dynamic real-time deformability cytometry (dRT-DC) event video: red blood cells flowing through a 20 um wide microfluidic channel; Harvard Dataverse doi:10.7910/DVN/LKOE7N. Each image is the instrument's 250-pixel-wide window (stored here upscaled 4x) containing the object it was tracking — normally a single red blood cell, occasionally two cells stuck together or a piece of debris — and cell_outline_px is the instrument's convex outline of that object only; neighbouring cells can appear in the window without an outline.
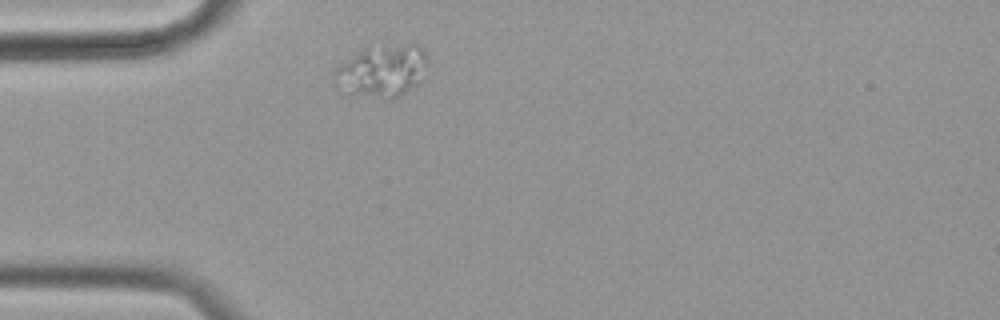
{"species": "common noctule bat (a hibernating species)", "species_latin": "Nyctalus noctula", "temperature_condition": "cold", "stored_images_in_passage": 46, "segment_of_instrument_passage": [1, 2], "camera_frame_rate_fps": 3000, "um_per_image_px": 0.085, "animal": {"sex": "female", "body_mass_g": 19.9}, "frame": {"image": 1, "passage_image": 1, "time_ms": 0.0, "image_size_px": [1000, 320], "cell_outline_px": [[428, 64], [424, 80], [420, 84], [392, 100], [388, 100], [344, 96], [340, 92], [336, 72], [356, 52], [364, 48], [384, 44], [420, 44], [428, 56]], "centroid_in_image_um": [32.58, 6.07], "position_along_channel_um": 52.4, "area_um2": 29.36}}
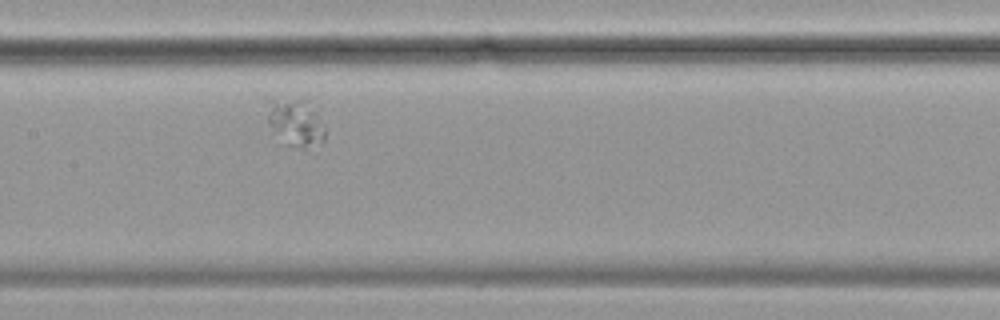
{"frame": {"image": 2, "passage_image": 14, "time_ms": 4.333, "image_size_px": [1000, 320], "cell_outline_px": [[324, 144], [308, 152], [304, 152], [288, 144], [268, 120], [264, 96], [264, 92], [312, 112], [324, 124]], "centroid_in_image_um": [25.07, 10.54], "position_along_channel_um": 182.3, "area_um2": 15.2}}
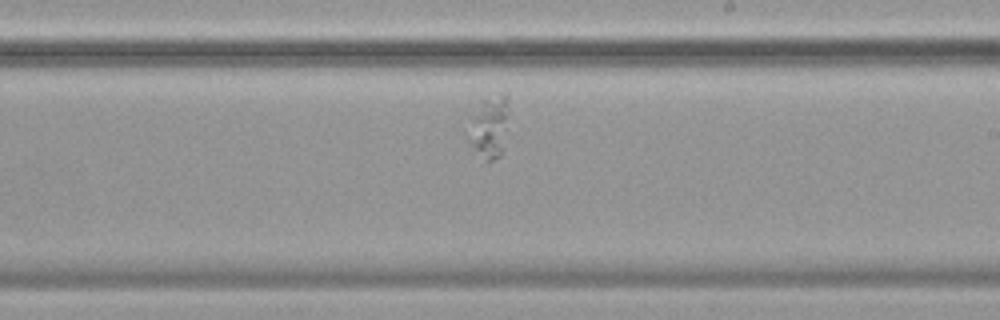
{"frame": {"image": 3, "passage_image": 20, "time_ms": 6.333, "image_size_px": [1000, 320], "cell_outline_px": [[508, 116], [500, 156], [492, 160], [488, 160], [468, 140], [464, 132], [468, 116], [484, 100], [508, 92]], "centroid_in_image_um": [41.53, 10.71], "position_along_channel_um": 247.5, "area_um2": 14.51}}